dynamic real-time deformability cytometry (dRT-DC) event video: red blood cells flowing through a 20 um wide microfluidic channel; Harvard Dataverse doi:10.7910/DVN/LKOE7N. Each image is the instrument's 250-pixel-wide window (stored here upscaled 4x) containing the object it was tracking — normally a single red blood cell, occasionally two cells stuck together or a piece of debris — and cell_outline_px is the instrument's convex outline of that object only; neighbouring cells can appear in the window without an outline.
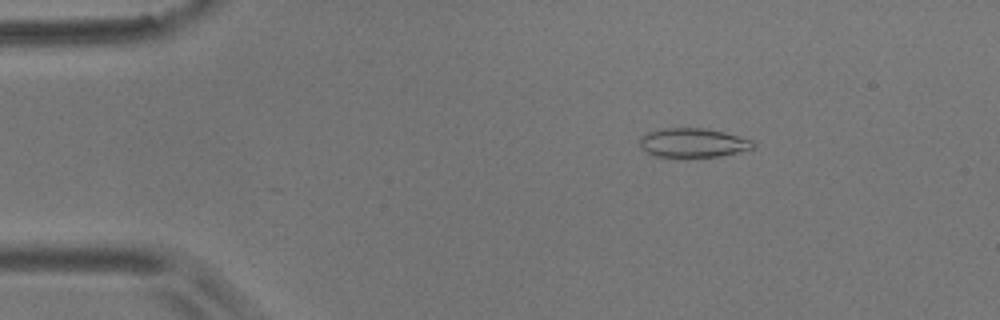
{"species": "common noctule bat (a hibernating species)", "species_latin": "Nyctalus noctula", "temperature_condition": "room temperature", "stored_images_in_passage": 5, "camera_frame_rate_fps": 3000, "um_per_image_px": 0.085, "animal": {"sex": "male", "body_mass_g": 17.9}, "frame": {"image": 1, "passage_image": 3, "time_ms": 0.667, "image_size_px": [1000, 320], "cell_outline_px": [[756, 144], [752, 148], [720, 156], [656, 156], [648, 152], [640, 144], [640, 136], [648, 132], [664, 128], [704, 128], [724, 132], [752, 140]], "centroid_in_image_um": [58.91, 12.11], "position_along_channel_um": 26.1, "area_um2": 18.79}}